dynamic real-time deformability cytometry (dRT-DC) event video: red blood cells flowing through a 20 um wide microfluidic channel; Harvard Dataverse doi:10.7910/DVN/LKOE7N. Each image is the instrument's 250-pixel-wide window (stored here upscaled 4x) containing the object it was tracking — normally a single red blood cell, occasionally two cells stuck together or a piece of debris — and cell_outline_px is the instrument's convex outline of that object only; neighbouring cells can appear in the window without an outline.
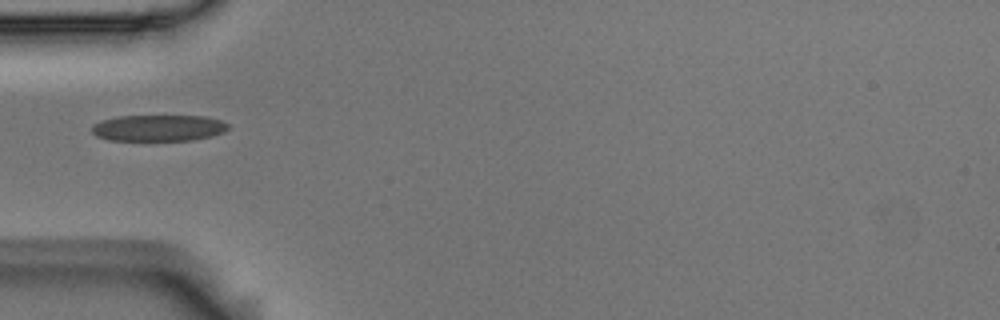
{"species": "Egyptian fruit bat (a non-hibernating species)", "species_latin": "Rousettus aegyptiacus", "temperature_condition": "room temperature", "stored_images_in_passage": 1, "camera_frame_rate_fps": 3000, "um_per_image_px": 0.085, "animal": {"sex": "male"}, "frame": {"image": 1, "passage_image": 1, "time_ms": 0.0, "image_size_px": [1000, 320], "cell_outline_px": [[228, 128], [224, 132], [212, 136], [192, 140], [108, 140], [96, 136], [92, 132], [92, 124], [100, 120], [116, 116], [204, 116], [220, 120], [228, 124]], "centroid_in_image_um": [13.43, 10.87], "position_along_channel_um": 71.6, "area_um2": 20.98}}